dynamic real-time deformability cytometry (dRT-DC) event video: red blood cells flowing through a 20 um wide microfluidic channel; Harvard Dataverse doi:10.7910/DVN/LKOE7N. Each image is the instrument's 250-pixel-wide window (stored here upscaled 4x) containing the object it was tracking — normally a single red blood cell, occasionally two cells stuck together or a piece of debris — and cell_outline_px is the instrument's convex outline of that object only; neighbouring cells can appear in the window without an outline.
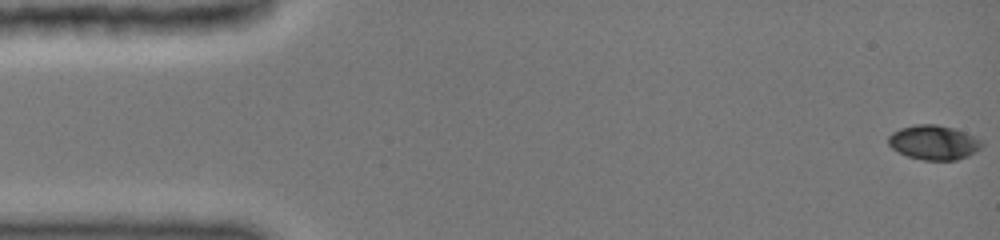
{"species": "common noctule bat (a hibernating species)", "species_latin": "Nyctalus noctula", "temperature_condition": "cold", "stored_images_in_passage": 49, "camera_frame_rate_fps": 3000, "um_per_image_px": 0.085, "animal": {"sex": "female", "body_mass_g": 19.0, "forearm_length_mm": 51.5}, "frame": {"image": 1, "passage_image": 1, "time_ms": 0.0, "image_size_px": [1000, 240], "cell_outline_px": [[984, 144], [976, 152], [968, 156], [956, 160], [924, 160], [908, 156], [892, 148], [888, 144], [888, 136], [892, 132], [900, 128], [916, 124], [936, 124], [952, 128], [964, 132], [984, 140]], "centroid_in_image_um": [79.39, 12.1], "position_along_channel_um": 5.6, "area_um2": 18.84}}
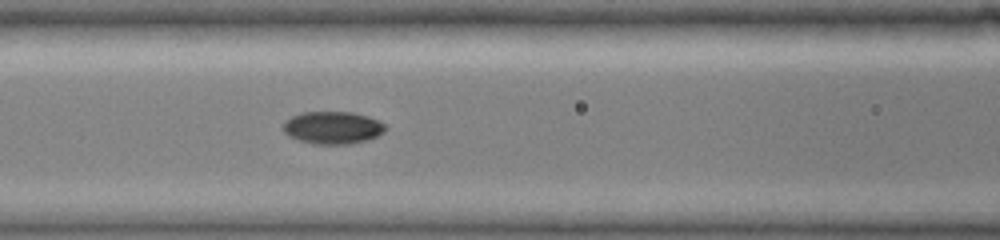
{"frame": {"image": 2, "passage_image": 21, "time_ms": 6.667, "image_size_px": [1000, 240], "cell_outline_px": [[388, 128], [384, 132], [368, 140], [348, 144], [312, 144], [288, 136], [284, 132], [284, 120], [292, 116], [304, 112], [352, 112], [368, 116], [384, 124]], "centroid_in_image_um": [28.28, 10.85], "position_along_channel_um": 138.3, "area_um2": 19.36}}
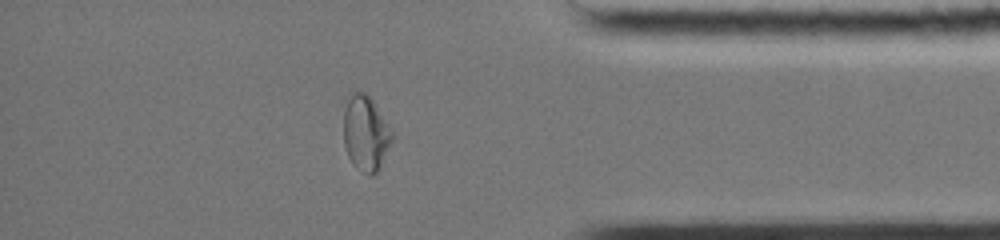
{"frame": {"image": 3, "passage_image": 42, "time_ms": 13.667, "image_size_px": [1000, 240], "cell_outline_px": [[396, 136], [380, 168], [372, 176], [368, 176], [356, 168], [352, 164], [348, 156], [344, 144], [344, 96], [348, 92], [364, 92], [372, 100], [396, 132]], "centroid_in_image_um": [31.11, 11.31], "position_along_channel_um": 404.1, "area_um2": 22.25}, "authors_computed_cell_mechanics": {"area_um2": 18.9006, "velocity_mm_per_s": 3.952, "shape_relaxation_time_tau1_ms": null, "shape_relaxation_time_tau2_ms": 1.7293, "deformation_change_tau1": null, "deformation_change_tau2": 0.0332}}